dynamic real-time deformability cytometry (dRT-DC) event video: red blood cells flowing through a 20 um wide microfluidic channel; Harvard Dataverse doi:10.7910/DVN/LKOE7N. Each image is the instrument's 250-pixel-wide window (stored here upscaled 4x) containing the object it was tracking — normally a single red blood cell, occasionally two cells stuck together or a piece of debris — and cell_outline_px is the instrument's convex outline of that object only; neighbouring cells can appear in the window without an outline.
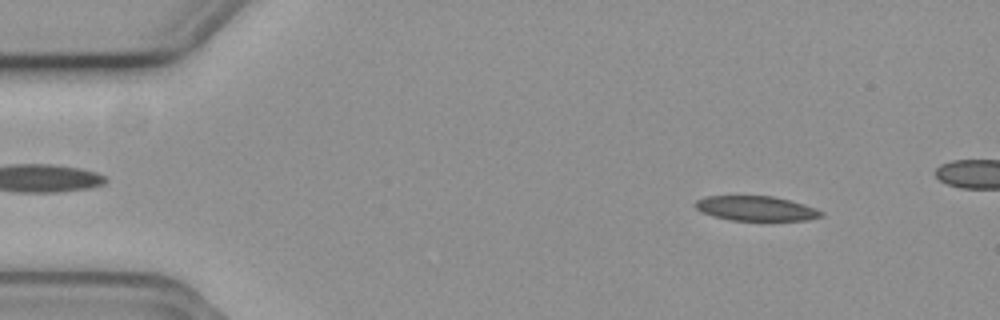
{"species": "common noctule bat (a hibernating species)", "species_latin": "Nyctalus noctula", "temperature_condition": "cold", "stored_images_in_passage": 51, "camera_frame_rate_fps": 3000, "um_per_image_px": 0.085, "animal": {"sex": "female", "body_mass_g": 19.3, "forearm_length_mm": 54.1}, "frame": {"image": 1, "passage_image": 6, "time_ms": 1.667, "image_size_px": [1000, 320], "cell_outline_px": [[824, 216], [808, 220], [728, 220], [712, 216], [700, 212], [692, 204], [696, 200], [704, 196], [772, 196], [804, 204], [816, 208], [824, 212]], "centroid_in_image_um": [64.22, 17.72], "position_along_channel_um": 20.8, "area_um2": 18.32}}
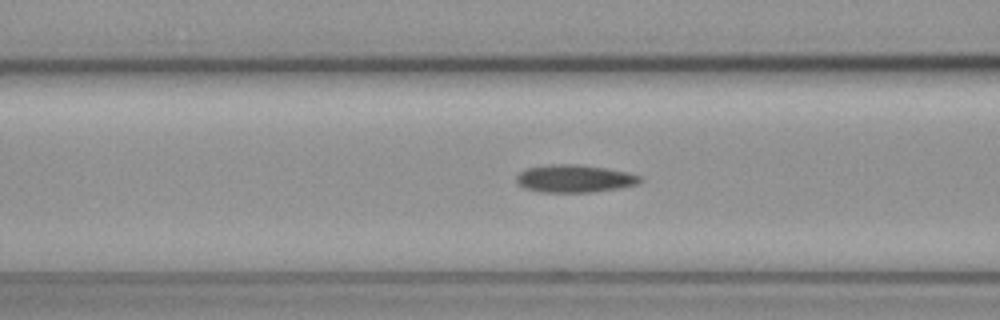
{"frame": {"image": 2, "passage_image": 21, "time_ms": 6.667, "image_size_px": [1000, 320], "cell_outline_px": [[644, 180], [636, 184], [620, 188], [592, 192], [540, 192], [524, 188], [516, 184], [516, 176], [520, 172], [528, 168], [552, 164], [580, 164], [628, 172], [640, 176]], "centroid_in_image_um": [48.82, 15.18], "position_along_channel_um": 117.8, "area_um2": 20.0}}
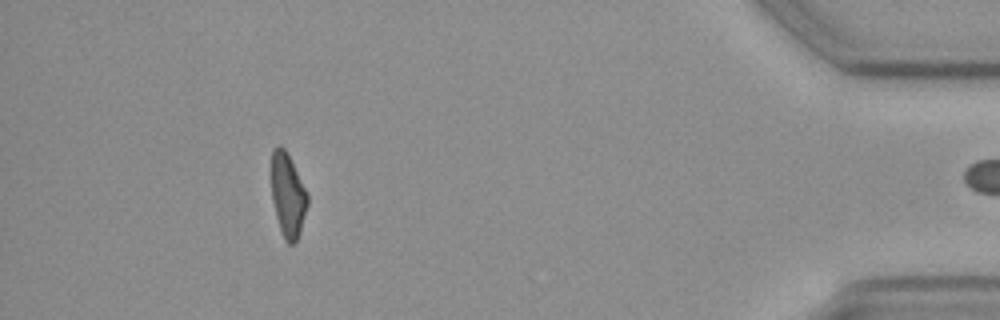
{"frame": {"image": 3, "passage_image": 50, "time_ms": 16.333, "image_size_px": [1000, 320], "cell_outline_px": [[308, 204], [300, 232], [296, 240], [292, 244], [288, 244], [284, 240], [276, 216], [272, 200], [272, 148], [280, 144], [288, 152], [308, 192]], "centroid_in_image_um": [24.48, 16.55], "position_along_channel_um": 410.7, "area_um2": 17.8}}